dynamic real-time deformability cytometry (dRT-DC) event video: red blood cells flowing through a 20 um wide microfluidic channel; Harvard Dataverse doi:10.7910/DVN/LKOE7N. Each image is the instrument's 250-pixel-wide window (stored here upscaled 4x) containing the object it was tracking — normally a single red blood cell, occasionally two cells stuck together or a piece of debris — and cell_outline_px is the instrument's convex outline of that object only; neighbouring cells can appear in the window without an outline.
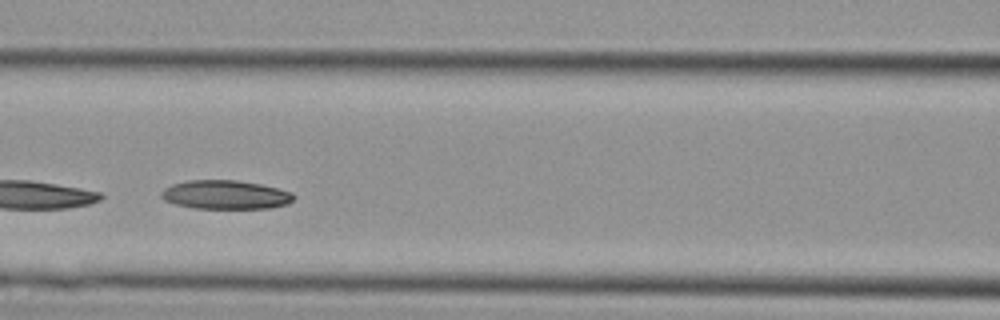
{"species": "Egyptian fruit bat (a non-hibernating species)", "species_latin": "Rousettus aegyptiacus", "temperature_condition": "cold", "stored_images_in_passage": 23, "camera_frame_rate_fps": 3000, "um_per_image_px": 0.085, "animal": {"sex": "female"}, "frame": {"image": 1, "passage_image": 7, "time_ms": 2.0, "image_size_px": [1000, 320], "cell_outline_px": [[296, 196], [288, 204], [268, 208], [196, 208], [176, 204], [164, 200], [160, 196], [160, 192], [164, 188], [172, 184], [188, 180], [236, 180], [260, 184], [292, 192]], "centroid_in_image_um": [19.15, 16.54], "position_along_channel_um": 147.4, "area_um2": 22.2}}
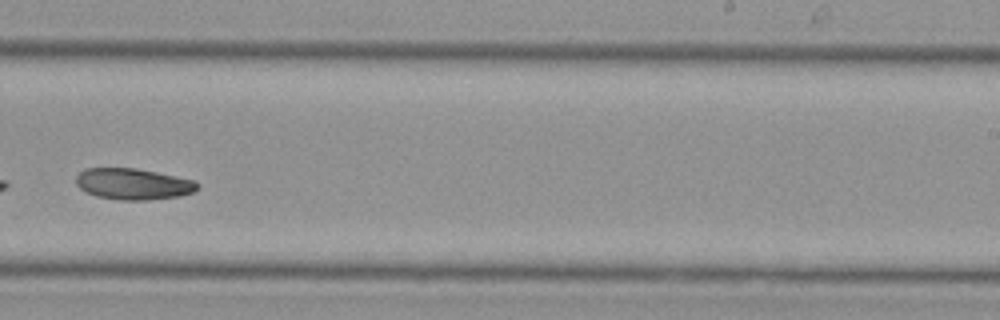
{"frame": {"image": 2, "passage_image": 14, "time_ms": 4.333, "image_size_px": [1000, 320], "cell_outline_px": [[196, 188], [192, 192], [180, 196], [148, 200], [120, 200], [96, 196], [80, 188], [76, 184], [76, 176], [84, 168], [136, 168], [156, 172], [192, 180], [196, 184]], "centroid_in_image_um": [11.26, 15.64], "position_along_channel_um": 277.7, "area_um2": 21.79}}